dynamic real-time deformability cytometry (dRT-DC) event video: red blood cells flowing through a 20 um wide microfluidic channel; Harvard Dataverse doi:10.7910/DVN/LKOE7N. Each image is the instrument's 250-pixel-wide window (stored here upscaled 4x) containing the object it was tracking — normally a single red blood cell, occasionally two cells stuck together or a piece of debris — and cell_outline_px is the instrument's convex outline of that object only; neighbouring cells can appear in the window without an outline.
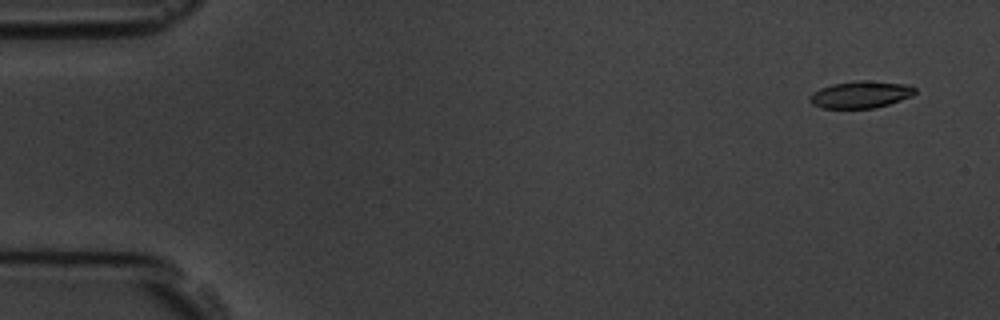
{"species": "common noctule bat (a hibernating species)", "species_latin": "Nyctalus noctula", "temperature_condition": "room temperature", "stored_images_in_passage": 7, "camera_frame_rate_fps": 3000, "um_per_image_px": 0.085, "animal": {"sex": "male", "body_mass_g": 19.5, "forearm_length_mm": 54.6}, "frame": {"image": 1, "passage_image": 1, "time_ms": 0.0, "image_size_px": [1000, 320], "cell_outline_px": [[916, 92], [912, 96], [888, 104], [872, 108], [824, 108], [812, 104], [808, 100], [808, 96], [812, 92], [820, 88], [832, 84], [856, 80], [864, 80], [908, 84], [916, 88]], "centroid_in_image_um": [73.13, 8.02], "position_along_channel_um": 11.9, "area_um2": 16.65}}
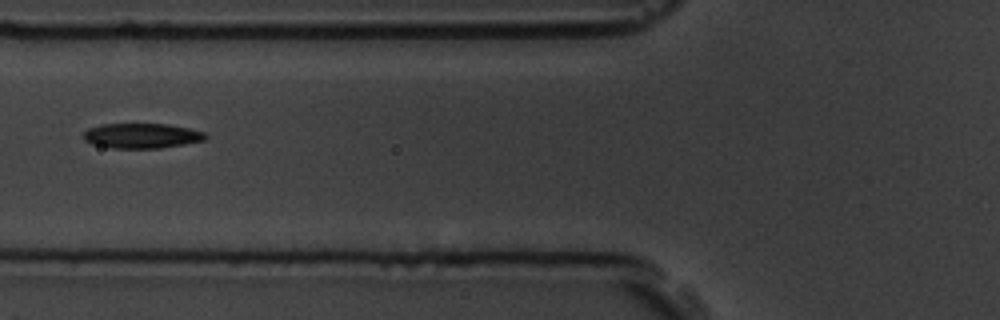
{"frame": {"image": 2, "passage_image": 6, "time_ms": 6.0, "image_size_px": [1000, 320], "cell_outline_px": [[208, 136], [204, 140], [184, 144], [160, 148], [112, 148], [92, 144], [84, 140], [80, 136], [88, 128], [100, 124], [168, 124], [188, 128], [204, 132]], "centroid_in_image_um": [12.0, 11.54], "position_along_channel_um": 113.8, "area_um2": 17.86}}
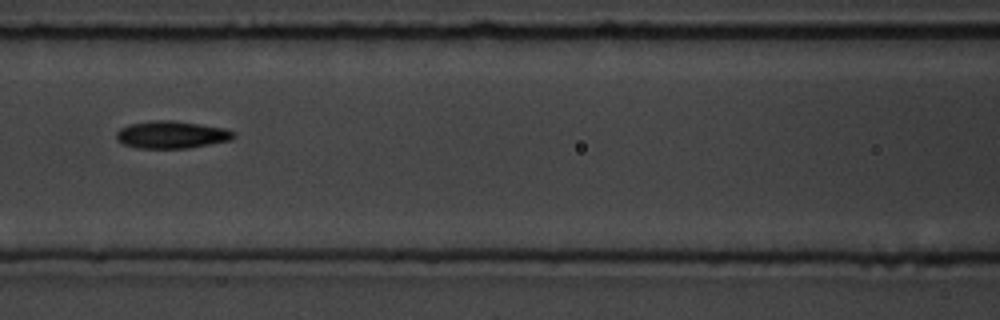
{"frame": {"image": 3, "passage_image": 7, "time_ms": 7.0, "image_size_px": [1000, 320], "cell_outline_px": [[236, 136], [232, 140], [188, 148], [136, 148], [124, 144], [116, 140], [116, 132], [120, 128], [128, 124], [156, 120], [172, 120], [200, 124], [224, 128], [236, 132]], "centroid_in_image_um": [14.59, 11.45], "position_along_channel_um": 152.0, "area_um2": 18.84}}